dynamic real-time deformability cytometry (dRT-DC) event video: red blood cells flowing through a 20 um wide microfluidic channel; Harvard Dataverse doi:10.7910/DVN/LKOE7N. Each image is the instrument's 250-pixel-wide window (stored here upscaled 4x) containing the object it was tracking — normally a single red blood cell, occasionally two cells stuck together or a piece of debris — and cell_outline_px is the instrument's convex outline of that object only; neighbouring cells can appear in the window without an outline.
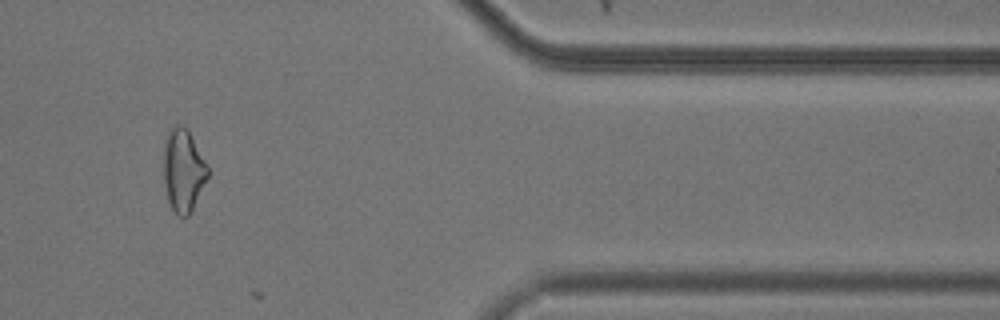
{"species": "common noctule bat (a hibernating species)", "species_latin": "Nyctalus noctula", "temperature_condition": "cold", "stored_images_in_passage": 47, "camera_frame_rate_fps": 3000, "um_per_image_px": 0.085, "animal": {"sex": "male", "body_mass_g": 20.5, "forearm_length_mm": 52.5}, "frame": {"image": 1, "passage_image": 46, "time_ms": 15.0, "image_size_px": [1000, 320], "cell_outline_px": [[208, 176], [192, 212], [188, 216], [180, 216], [172, 208], [168, 200], [164, 180], [164, 148], [168, 132], [176, 124], [180, 124], [188, 128], [208, 168]], "centroid_in_image_um": [15.58, 14.48], "position_along_channel_um": 395.8, "area_um2": 21.04}}